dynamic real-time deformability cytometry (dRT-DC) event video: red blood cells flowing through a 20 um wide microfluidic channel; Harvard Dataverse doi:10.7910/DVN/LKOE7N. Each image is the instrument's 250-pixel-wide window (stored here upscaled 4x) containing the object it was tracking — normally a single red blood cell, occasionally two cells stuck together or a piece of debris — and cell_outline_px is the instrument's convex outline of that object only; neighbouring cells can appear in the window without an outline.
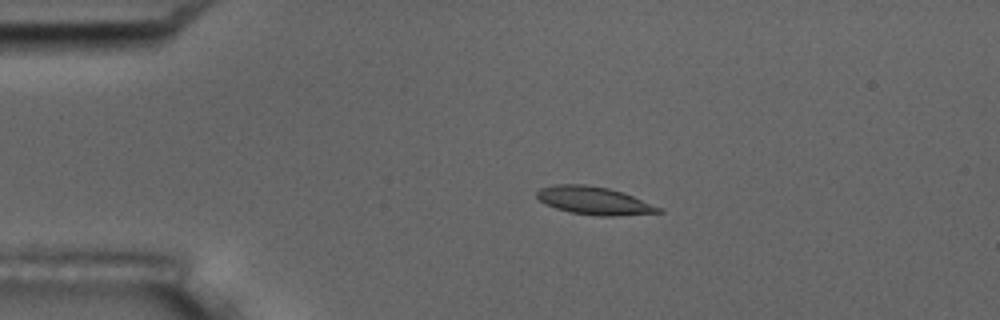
{"species": "common noctule bat (a hibernating species)", "species_latin": "Nyctalus noctula", "temperature_condition": "room temperature", "stored_images_in_passage": 5, "camera_frame_rate_fps": 3000, "um_per_image_px": 0.085, "animal": {"sex": "male", "body_mass_g": 17.5, "forearm_length_mm": 52.3}, "frame": {"image": 1, "passage_image": 4, "time_ms": 3.667, "image_size_px": [1000, 320], "cell_outline_px": [[664, 212], [616, 216], [596, 216], [572, 212], [556, 208], [544, 204], [536, 196], [536, 192], [540, 188], [556, 184], [584, 184], [608, 188], [632, 196], [664, 208]], "centroid_in_image_um": [50.5, 17.06], "position_along_channel_um": 34.5, "area_um2": 19.77}}